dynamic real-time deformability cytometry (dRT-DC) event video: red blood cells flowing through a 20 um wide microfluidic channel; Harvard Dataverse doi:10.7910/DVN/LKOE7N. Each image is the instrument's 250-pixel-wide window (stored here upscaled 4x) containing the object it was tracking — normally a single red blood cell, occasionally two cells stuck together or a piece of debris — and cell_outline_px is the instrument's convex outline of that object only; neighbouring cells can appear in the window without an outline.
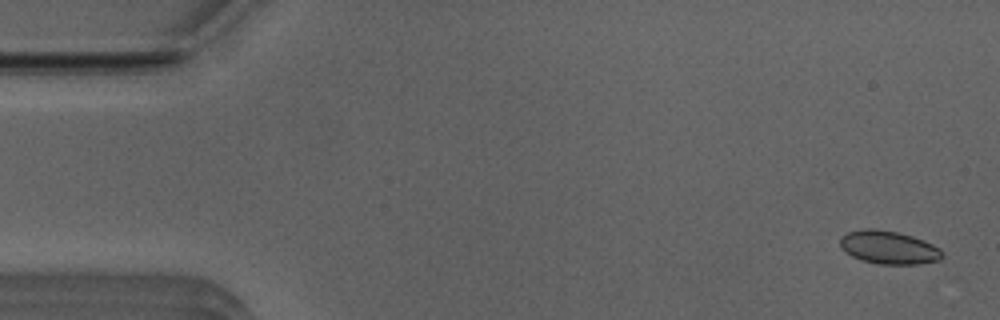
{"species": "Egyptian fruit bat (a non-hibernating species)", "species_latin": "Rousettus aegyptiacus", "temperature_condition": "room temperature", "stored_images_in_passage": 52, "camera_frame_rate_fps": 3000, "um_per_image_px": 0.085, "animal": {"sex": "male"}, "frame": {"image": 1, "passage_image": 2, "time_ms": 0.333, "image_size_px": [1000, 320], "cell_outline_px": [[944, 256], [940, 260], [920, 264], [876, 264], [860, 260], [844, 252], [840, 248], [840, 236], [848, 232], [864, 228], [872, 228], [896, 232], [912, 236], [924, 240], [940, 248], [944, 252]], "centroid_in_image_um": [75.53, 21.04], "position_along_channel_um": 9.5, "area_um2": 20.06}}
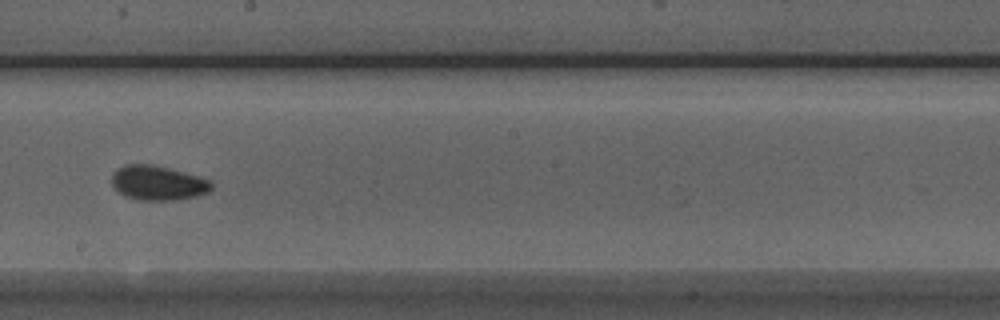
{"frame": {"image": 2, "passage_image": 29, "time_ms": 9.333, "image_size_px": [1000, 320], "cell_outline_px": [[212, 188], [208, 192], [196, 196], [176, 200], [140, 200], [124, 196], [112, 184], [112, 172], [116, 168], [124, 164], [152, 164], [200, 176], [212, 180]], "centroid_in_image_um": [13.42, 15.54], "position_along_channel_um": 234.8, "area_um2": 20.23}}
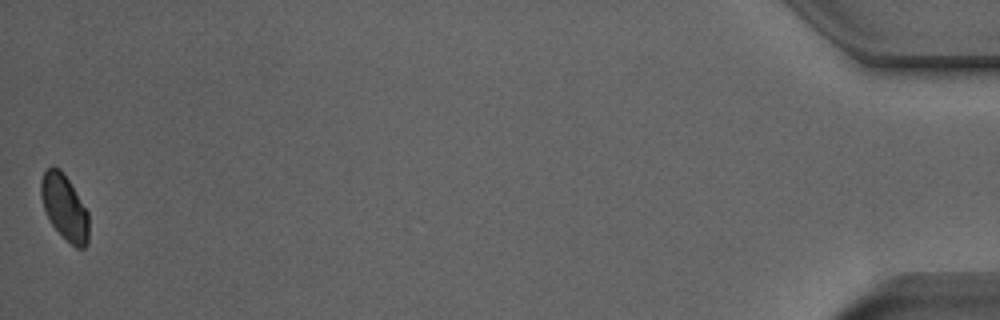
{"frame": {"image": 3, "passage_image": 52, "time_ms": 17.0, "image_size_px": [1000, 320], "cell_outline_px": [[88, 244], [84, 248], [76, 248], [52, 224], [44, 208], [40, 196], [40, 180], [44, 172], [52, 164], [60, 168], [68, 180], [88, 212]], "centroid_in_image_um": [5.47, 17.58], "position_along_channel_um": 429.7, "area_um2": 17.92}, "authors_computed_cell_mechanics": {"area_um2": 19.3341, "velocity_mm_per_s": 3.8916, "shape_relaxation_time_tau1_ms": 1.8534, "shape_relaxation_time_tau2_ms": 1.2699, "deformation_change_tau1": 0.0636, "deformation_change_tau2": 0.0562}}